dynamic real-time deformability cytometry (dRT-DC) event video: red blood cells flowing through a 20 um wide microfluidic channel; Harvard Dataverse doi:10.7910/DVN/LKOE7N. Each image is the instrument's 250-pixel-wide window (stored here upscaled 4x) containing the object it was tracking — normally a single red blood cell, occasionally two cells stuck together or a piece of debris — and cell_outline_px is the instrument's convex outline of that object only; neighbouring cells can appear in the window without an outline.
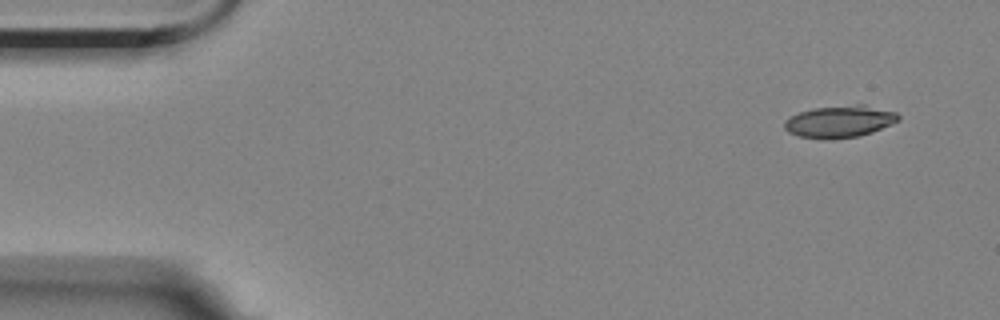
{"species": "Egyptian fruit bat (a non-hibernating species)", "species_latin": "Rousettus aegyptiacus", "temperature_condition": "room temperature", "stored_images_in_passage": 10, "camera_frame_rate_fps": 3000, "um_per_image_px": 0.085, "animal": {"sex": "female"}, "frame": {"image": 1, "passage_image": 1, "time_ms": 0.0, "image_size_px": [1000, 320], "cell_outline_px": [[900, 120], [872, 132], [856, 136], [824, 140], [800, 136], [788, 132], [784, 128], [784, 120], [800, 112], [812, 108], [856, 104], [864, 104], [896, 112], [900, 116]], "centroid_in_image_um": [71.37, 10.32], "position_along_channel_um": 13.6, "area_um2": 21.27}}
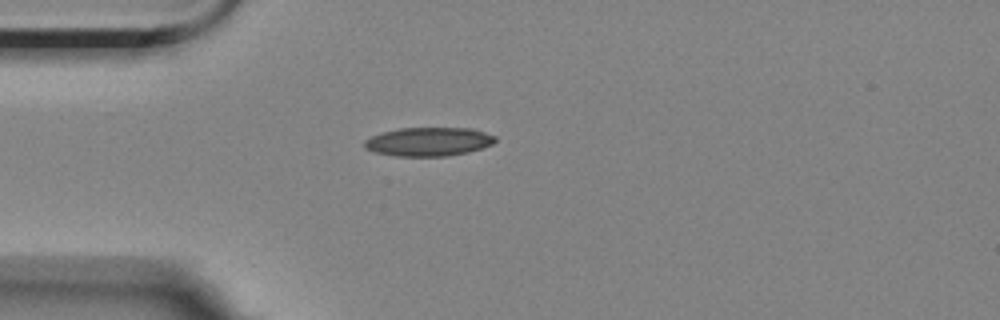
{"frame": {"image": 2, "passage_image": 4, "time_ms": 3.667, "image_size_px": [1000, 320], "cell_outline_px": [[496, 140], [492, 144], [468, 152], [448, 156], [396, 156], [376, 152], [364, 148], [364, 140], [380, 132], [400, 128], [472, 128], [496, 136]], "centroid_in_image_um": [36.42, 12.04], "position_along_channel_um": 48.6, "area_um2": 21.91}}
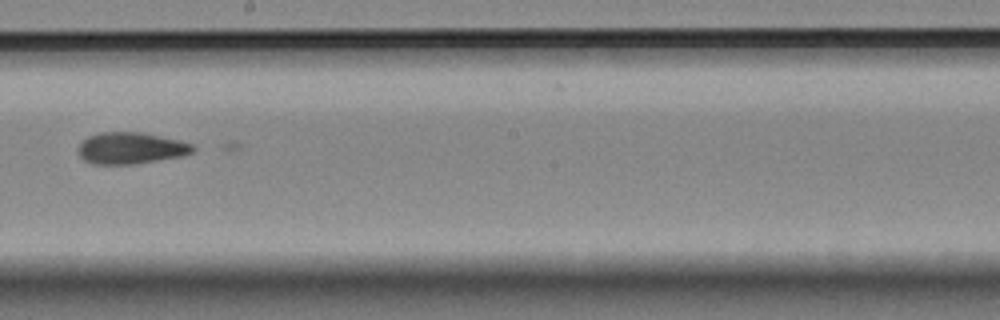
{"frame": {"image": 3, "passage_image": 9, "time_ms": 9.333, "image_size_px": [1000, 320], "cell_outline_px": [[196, 148], [192, 152], [184, 156], [132, 164], [92, 164], [84, 160], [80, 156], [76, 148], [88, 136], [100, 132], [144, 132], [180, 140], [192, 144]], "centroid_in_image_um": [11.12, 12.58], "position_along_channel_um": 237.1, "area_um2": 21.27}}